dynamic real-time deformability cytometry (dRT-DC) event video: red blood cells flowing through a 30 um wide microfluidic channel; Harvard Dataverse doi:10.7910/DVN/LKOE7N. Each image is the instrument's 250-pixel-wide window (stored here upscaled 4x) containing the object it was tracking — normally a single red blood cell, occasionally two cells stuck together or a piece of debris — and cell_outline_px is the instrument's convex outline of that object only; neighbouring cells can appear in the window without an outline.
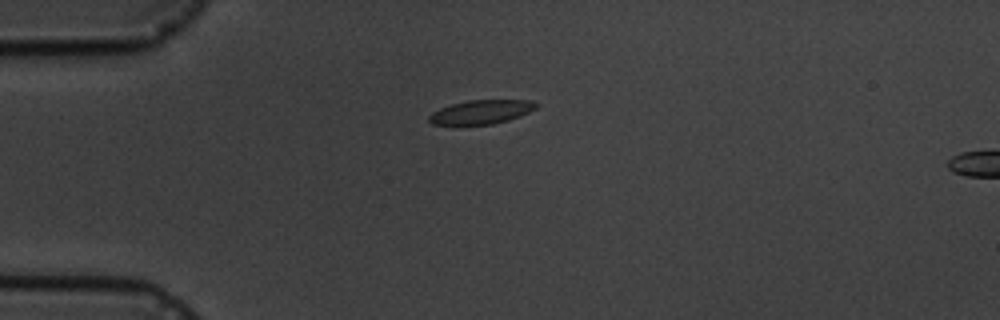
{"species": "common noctule bat (a hibernating species)", "species_latin": "Nyctalus noctula", "temperature_condition": "cold", "stored_images_in_passage": 2, "camera_frame_rate_fps": 3000, "um_per_image_px": 0.085, "animal": {"sex": "male", "body_mass_g": 19.5, "forearm_length_mm": 54.6}, "frame": {"image": 1, "passage_image": 1, "time_ms": 0.0, "image_size_px": [1000, 320], "cell_outline_px": [[540, 104], [536, 108], [520, 116], [508, 120], [492, 124], [432, 124], [428, 120], [428, 116], [432, 112], [440, 108], [452, 104], [468, 100], [528, 100]], "centroid_in_image_um": [40.91, 9.51], "position_along_channel_um": 44.1, "area_um2": 14.8}}